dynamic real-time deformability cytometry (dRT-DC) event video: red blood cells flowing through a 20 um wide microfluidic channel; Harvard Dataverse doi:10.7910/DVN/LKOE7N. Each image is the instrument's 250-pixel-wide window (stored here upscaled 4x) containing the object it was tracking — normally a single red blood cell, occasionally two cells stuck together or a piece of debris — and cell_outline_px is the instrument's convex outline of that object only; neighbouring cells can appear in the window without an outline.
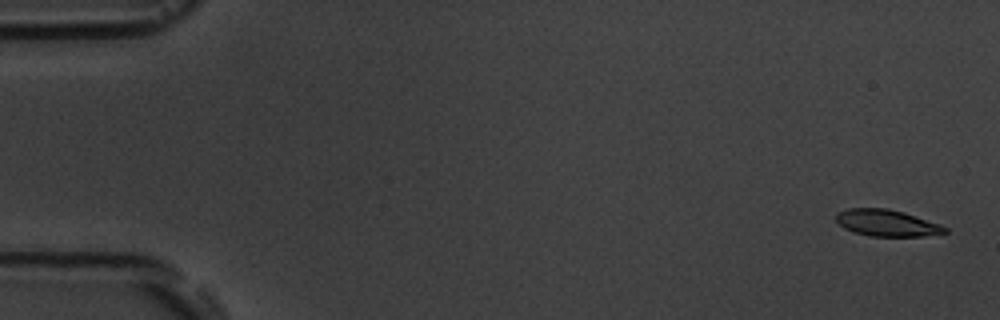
{"species": "common noctule bat (a hibernating species)", "species_latin": "Nyctalus noctula", "temperature_condition": "room temperature", "stored_images_in_passage": 6, "segment_of_instrument_passage": [1, 2], "camera_frame_rate_fps": 3000, "um_per_image_px": 0.085, "animal": {"sex": "male", "body_mass_g": 19.5, "forearm_length_mm": 54.6}, "frame": {"image": 1, "passage_image": 1, "time_ms": 0.0, "image_size_px": [1000, 320], "cell_outline_px": [[948, 232], [924, 236], [868, 236], [852, 232], [844, 228], [836, 220], [836, 212], [848, 208], [888, 208], [904, 212], [940, 224], [948, 228]], "centroid_in_image_um": [75.36, 18.95], "position_along_channel_um": 9.6, "area_um2": 16.99}}
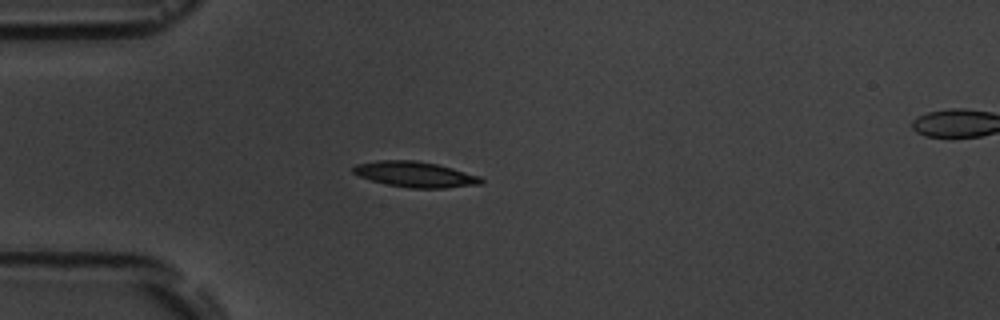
{"frame": {"image": 2, "passage_image": 5, "time_ms": 4.667, "image_size_px": [1000, 320], "cell_outline_px": [[484, 180], [480, 184], [444, 188], [408, 188], [388, 184], [372, 180], [360, 176], [352, 172], [352, 168], [356, 164], [380, 160], [416, 160], [436, 164], [452, 168], [480, 176]], "centroid_in_image_um": [35.29, 14.82], "position_along_channel_um": 49.7, "area_um2": 18.9}}